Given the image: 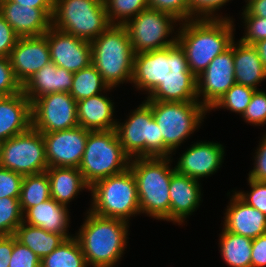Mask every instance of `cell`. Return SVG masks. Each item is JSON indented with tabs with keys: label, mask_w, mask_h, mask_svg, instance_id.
<instances>
[{
	"label": "cell",
	"mask_w": 266,
	"mask_h": 267,
	"mask_svg": "<svg viewBox=\"0 0 266 267\" xmlns=\"http://www.w3.org/2000/svg\"><path fill=\"white\" fill-rule=\"evenodd\" d=\"M131 83L137 90L146 91L145 101L199 102L197 77L178 43L135 54Z\"/></svg>",
	"instance_id": "6da1fadb"
},
{
	"label": "cell",
	"mask_w": 266,
	"mask_h": 267,
	"mask_svg": "<svg viewBox=\"0 0 266 267\" xmlns=\"http://www.w3.org/2000/svg\"><path fill=\"white\" fill-rule=\"evenodd\" d=\"M235 19H190L180 22L177 43L185 51L190 71L198 77L235 40Z\"/></svg>",
	"instance_id": "7a4b0ae2"
},
{
	"label": "cell",
	"mask_w": 266,
	"mask_h": 267,
	"mask_svg": "<svg viewBox=\"0 0 266 267\" xmlns=\"http://www.w3.org/2000/svg\"><path fill=\"white\" fill-rule=\"evenodd\" d=\"M86 219L75 237L89 267H115L122 258L130 235L129 222L106 218L87 210Z\"/></svg>",
	"instance_id": "3957f363"
},
{
	"label": "cell",
	"mask_w": 266,
	"mask_h": 267,
	"mask_svg": "<svg viewBox=\"0 0 266 267\" xmlns=\"http://www.w3.org/2000/svg\"><path fill=\"white\" fill-rule=\"evenodd\" d=\"M172 159L173 157L130 159L129 169L136 180L141 214L170 222L169 186L175 172L171 165Z\"/></svg>",
	"instance_id": "277c9868"
},
{
	"label": "cell",
	"mask_w": 266,
	"mask_h": 267,
	"mask_svg": "<svg viewBox=\"0 0 266 267\" xmlns=\"http://www.w3.org/2000/svg\"><path fill=\"white\" fill-rule=\"evenodd\" d=\"M90 43L92 65L109 88L131 83L135 53L123 25H110Z\"/></svg>",
	"instance_id": "5b68a950"
},
{
	"label": "cell",
	"mask_w": 266,
	"mask_h": 267,
	"mask_svg": "<svg viewBox=\"0 0 266 267\" xmlns=\"http://www.w3.org/2000/svg\"><path fill=\"white\" fill-rule=\"evenodd\" d=\"M89 211L106 218H117L129 222L140 215L137 185L132 171L109 176L95 182L91 187Z\"/></svg>",
	"instance_id": "8992f818"
},
{
	"label": "cell",
	"mask_w": 266,
	"mask_h": 267,
	"mask_svg": "<svg viewBox=\"0 0 266 267\" xmlns=\"http://www.w3.org/2000/svg\"><path fill=\"white\" fill-rule=\"evenodd\" d=\"M129 164L130 158L123 151L115 129L90 131L78 169L91 187L101 179L123 173Z\"/></svg>",
	"instance_id": "52a82bcc"
},
{
	"label": "cell",
	"mask_w": 266,
	"mask_h": 267,
	"mask_svg": "<svg viewBox=\"0 0 266 267\" xmlns=\"http://www.w3.org/2000/svg\"><path fill=\"white\" fill-rule=\"evenodd\" d=\"M128 119L117 121L116 133L125 154L130 158L172 157L153 118L150 105L144 100Z\"/></svg>",
	"instance_id": "ba28073f"
},
{
	"label": "cell",
	"mask_w": 266,
	"mask_h": 267,
	"mask_svg": "<svg viewBox=\"0 0 266 267\" xmlns=\"http://www.w3.org/2000/svg\"><path fill=\"white\" fill-rule=\"evenodd\" d=\"M109 22L104 0H55L52 27L77 38L93 41Z\"/></svg>",
	"instance_id": "9c48e42d"
},
{
	"label": "cell",
	"mask_w": 266,
	"mask_h": 267,
	"mask_svg": "<svg viewBox=\"0 0 266 267\" xmlns=\"http://www.w3.org/2000/svg\"><path fill=\"white\" fill-rule=\"evenodd\" d=\"M146 102L159 127L164 147L171 154L201 126L206 113H209L199 102Z\"/></svg>",
	"instance_id": "30bf717a"
},
{
	"label": "cell",
	"mask_w": 266,
	"mask_h": 267,
	"mask_svg": "<svg viewBox=\"0 0 266 267\" xmlns=\"http://www.w3.org/2000/svg\"><path fill=\"white\" fill-rule=\"evenodd\" d=\"M180 21L173 15L147 8L126 22L125 27L134 53H144L167 48L177 43L174 27ZM176 24V25H175ZM175 31V32H174ZM175 33V37L172 34ZM171 38L168 39L170 37Z\"/></svg>",
	"instance_id": "8fae6325"
},
{
	"label": "cell",
	"mask_w": 266,
	"mask_h": 267,
	"mask_svg": "<svg viewBox=\"0 0 266 267\" xmlns=\"http://www.w3.org/2000/svg\"><path fill=\"white\" fill-rule=\"evenodd\" d=\"M0 166L23 176L45 172L49 167L42 133L31 127L2 142Z\"/></svg>",
	"instance_id": "7c38bea8"
},
{
	"label": "cell",
	"mask_w": 266,
	"mask_h": 267,
	"mask_svg": "<svg viewBox=\"0 0 266 267\" xmlns=\"http://www.w3.org/2000/svg\"><path fill=\"white\" fill-rule=\"evenodd\" d=\"M32 128L49 133L79 126L77 102L66 92L47 94L31 103Z\"/></svg>",
	"instance_id": "4fadbf2b"
},
{
	"label": "cell",
	"mask_w": 266,
	"mask_h": 267,
	"mask_svg": "<svg viewBox=\"0 0 266 267\" xmlns=\"http://www.w3.org/2000/svg\"><path fill=\"white\" fill-rule=\"evenodd\" d=\"M235 83L232 42L230 48L216 56L197 77V100L209 111Z\"/></svg>",
	"instance_id": "5bb4252c"
},
{
	"label": "cell",
	"mask_w": 266,
	"mask_h": 267,
	"mask_svg": "<svg viewBox=\"0 0 266 267\" xmlns=\"http://www.w3.org/2000/svg\"><path fill=\"white\" fill-rule=\"evenodd\" d=\"M89 132L77 126L62 131L42 133L48 167L78 168Z\"/></svg>",
	"instance_id": "9a60e30c"
},
{
	"label": "cell",
	"mask_w": 266,
	"mask_h": 267,
	"mask_svg": "<svg viewBox=\"0 0 266 267\" xmlns=\"http://www.w3.org/2000/svg\"><path fill=\"white\" fill-rule=\"evenodd\" d=\"M50 49V61L70 72H77L92 64L90 41L77 38L51 26L45 33Z\"/></svg>",
	"instance_id": "2e32d148"
},
{
	"label": "cell",
	"mask_w": 266,
	"mask_h": 267,
	"mask_svg": "<svg viewBox=\"0 0 266 267\" xmlns=\"http://www.w3.org/2000/svg\"><path fill=\"white\" fill-rule=\"evenodd\" d=\"M8 58L16 79L23 86L34 73L51 62L46 35L19 37Z\"/></svg>",
	"instance_id": "e0dca14e"
},
{
	"label": "cell",
	"mask_w": 266,
	"mask_h": 267,
	"mask_svg": "<svg viewBox=\"0 0 266 267\" xmlns=\"http://www.w3.org/2000/svg\"><path fill=\"white\" fill-rule=\"evenodd\" d=\"M220 143L194 142L180 155L175 171L190 178L201 180L215 174L224 161L225 150Z\"/></svg>",
	"instance_id": "ac0fdd59"
},
{
	"label": "cell",
	"mask_w": 266,
	"mask_h": 267,
	"mask_svg": "<svg viewBox=\"0 0 266 267\" xmlns=\"http://www.w3.org/2000/svg\"><path fill=\"white\" fill-rule=\"evenodd\" d=\"M54 9H39L0 0V14L19 37L44 35L52 26Z\"/></svg>",
	"instance_id": "d6986e66"
},
{
	"label": "cell",
	"mask_w": 266,
	"mask_h": 267,
	"mask_svg": "<svg viewBox=\"0 0 266 267\" xmlns=\"http://www.w3.org/2000/svg\"><path fill=\"white\" fill-rule=\"evenodd\" d=\"M200 185L197 179L176 171L172 174L169 186L170 222L182 225L187 217L197 210L203 195Z\"/></svg>",
	"instance_id": "ffe728a7"
},
{
	"label": "cell",
	"mask_w": 266,
	"mask_h": 267,
	"mask_svg": "<svg viewBox=\"0 0 266 267\" xmlns=\"http://www.w3.org/2000/svg\"><path fill=\"white\" fill-rule=\"evenodd\" d=\"M225 211L223 228L226 231L252 240L266 233V215L247 205L235 193Z\"/></svg>",
	"instance_id": "44dd1931"
},
{
	"label": "cell",
	"mask_w": 266,
	"mask_h": 267,
	"mask_svg": "<svg viewBox=\"0 0 266 267\" xmlns=\"http://www.w3.org/2000/svg\"><path fill=\"white\" fill-rule=\"evenodd\" d=\"M32 127L31 102L23 92L0 100V142Z\"/></svg>",
	"instance_id": "7402d4cb"
},
{
	"label": "cell",
	"mask_w": 266,
	"mask_h": 267,
	"mask_svg": "<svg viewBox=\"0 0 266 267\" xmlns=\"http://www.w3.org/2000/svg\"><path fill=\"white\" fill-rule=\"evenodd\" d=\"M73 74V72L50 62L31 76L22 86V92L31 103L47 94L69 93L73 83Z\"/></svg>",
	"instance_id": "603a6c76"
},
{
	"label": "cell",
	"mask_w": 266,
	"mask_h": 267,
	"mask_svg": "<svg viewBox=\"0 0 266 267\" xmlns=\"http://www.w3.org/2000/svg\"><path fill=\"white\" fill-rule=\"evenodd\" d=\"M104 93L106 92L77 102L79 126L89 131H107L116 128L118 119H114L115 103Z\"/></svg>",
	"instance_id": "cb8c5ba5"
},
{
	"label": "cell",
	"mask_w": 266,
	"mask_h": 267,
	"mask_svg": "<svg viewBox=\"0 0 266 267\" xmlns=\"http://www.w3.org/2000/svg\"><path fill=\"white\" fill-rule=\"evenodd\" d=\"M68 207L50 198L29 208L23 214V222L42 228L47 232L61 234L65 239H68L74 236L68 231V227H70Z\"/></svg>",
	"instance_id": "d4e9b609"
},
{
	"label": "cell",
	"mask_w": 266,
	"mask_h": 267,
	"mask_svg": "<svg viewBox=\"0 0 266 267\" xmlns=\"http://www.w3.org/2000/svg\"><path fill=\"white\" fill-rule=\"evenodd\" d=\"M233 57L235 82L258 90L257 85L266 79V71L254 46L233 41Z\"/></svg>",
	"instance_id": "484cf974"
},
{
	"label": "cell",
	"mask_w": 266,
	"mask_h": 267,
	"mask_svg": "<svg viewBox=\"0 0 266 267\" xmlns=\"http://www.w3.org/2000/svg\"><path fill=\"white\" fill-rule=\"evenodd\" d=\"M46 173L49 177L51 198L60 204L68 206L80 191H90V186L78 168L49 167Z\"/></svg>",
	"instance_id": "4316f807"
},
{
	"label": "cell",
	"mask_w": 266,
	"mask_h": 267,
	"mask_svg": "<svg viewBox=\"0 0 266 267\" xmlns=\"http://www.w3.org/2000/svg\"><path fill=\"white\" fill-rule=\"evenodd\" d=\"M14 236L22 245L30 248L40 259L53 252L65 238L61 234L22 222L16 229Z\"/></svg>",
	"instance_id": "83f0119b"
},
{
	"label": "cell",
	"mask_w": 266,
	"mask_h": 267,
	"mask_svg": "<svg viewBox=\"0 0 266 267\" xmlns=\"http://www.w3.org/2000/svg\"><path fill=\"white\" fill-rule=\"evenodd\" d=\"M219 247L223 261L229 267H251L252 239L222 228Z\"/></svg>",
	"instance_id": "f1b7e54d"
},
{
	"label": "cell",
	"mask_w": 266,
	"mask_h": 267,
	"mask_svg": "<svg viewBox=\"0 0 266 267\" xmlns=\"http://www.w3.org/2000/svg\"><path fill=\"white\" fill-rule=\"evenodd\" d=\"M51 198L49 177L45 172L25 175L22 180L19 203L24 214L29 208Z\"/></svg>",
	"instance_id": "f546056e"
},
{
	"label": "cell",
	"mask_w": 266,
	"mask_h": 267,
	"mask_svg": "<svg viewBox=\"0 0 266 267\" xmlns=\"http://www.w3.org/2000/svg\"><path fill=\"white\" fill-rule=\"evenodd\" d=\"M40 267H88L75 236L65 239L53 252L43 257Z\"/></svg>",
	"instance_id": "4dcf8cb0"
},
{
	"label": "cell",
	"mask_w": 266,
	"mask_h": 267,
	"mask_svg": "<svg viewBox=\"0 0 266 267\" xmlns=\"http://www.w3.org/2000/svg\"><path fill=\"white\" fill-rule=\"evenodd\" d=\"M112 89L109 88L101 74L91 64L87 68L81 69L73 74V83L69 93L78 102Z\"/></svg>",
	"instance_id": "1f68e13d"
},
{
	"label": "cell",
	"mask_w": 266,
	"mask_h": 267,
	"mask_svg": "<svg viewBox=\"0 0 266 267\" xmlns=\"http://www.w3.org/2000/svg\"><path fill=\"white\" fill-rule=\"evenodd\" d=\"M104 4L111 25H124L149 8L148 0H104Z\"/></svg>",
	"instance_id": "d6a6232c"
},
{
	"label": "cell",
	"mask_w": 266,
	"mask_h": 267,
	"mask_svg": "<svg viewBox=\"0 0 266 267\" xmlns=\"http://www.w3.org/2000/svg\"><path fill=\"white\" fill-rule=\"evenodd\" d=\"M254 92L251 87L235 83L209 111L223 108L242 116Z\"/></svg>",
	"instance_id": "836d02e7"
},
{
	"label": "cell",
	"mask_w": 266,
	"mask_h": 267,
	"mask_svg": "<svg viewBox=\"0 0 266 267\" xmlns=\"http://www.w3.org/2000/svg\"><path fill=\"white\" fill-rule=\"evenodd\" d=\"M23 222L19 198H0V236L14 235Z\"/></svg>",
	"instance_id": "e575fe53"
},
{
	"label": "cell",
	"mask_w": 266,
	"mask_h": 267,
	"mask_svg": "<svg viewBox=\"0 0 266 267\" xmlns=\"http://www.w3.org/2000/svg\"><path fill=\"white\" fill-rule=\"evenodd\" d=\"M250 191H236L233 192L243 200L247 205L260 210L266 215V181H257L247 178Z\"/></svg>",
	"instance_id": "d590c367"
},
{
	"label": "cell",
	"mask_w": 266,
	"mask_h": 267,
	"mask_svg": "<svg viewBox=\"0 0 266 267\" xmlns=\"http://www.w3.org/2000/svg\"><path fill=\"white\" fill-rule=\"evenodd\" d=\"M240 117L252 126L266 125V92L259 89L255 90L247 109Z\"/></svg>",
	"instance_id": "8d00e7d4"
},
{
	"label": "cell",
	"mask_w": 266,
	"mask_h": 267,
	"mask_svg": "<svg viewBox=\"0 0 266 267\" xmlns=\"http://www.w3.org/2000/svg\"><path fill=\"white\" fill-rule=\"evenodd\" d=\"M229 1L231 0H190V19H230V16L223 17L222 15L216 13Z\"/></svg>",
	"instance_id": "74e56055"
},
{
	"label": "cell",
	"mask_w": 266,
	"mask_h": 267,
	"mask_svg": "<svg viewBox=\"0 0 266 267\" xmlns=\"http://www.w3.org/2000/svg\"><path fill=\"white\" fill-rule=\"evenodd\" d=\"M148 6L171 14L180 22L190 20V0H148Z\"/></svg>",
	"instance_id": "f35d334b"
},
{
	"label": "cell",
	"mask_w": 266,
	"mask_h": 267,
	"mask_svg": "<svg viewBox=\"0 0 266 267\" xmlns=\"http://www.w3.org/2000/svg\"><path fill=\"white\" fill-rule=\"evenodd\" d=\"M245 25L244 35L240 42L247 45H253L260 40L266 39V18L259 16H243Z\"/></svg>",
	"instance_id": "ab89813d"
},
{
	"label": "cell",
	"mask_w": 266,
	"mask_h": 267,
	"mask_svg": "<svg viewBox=\"0 0 266 267\" xmlns=\"http://www.w3.org/2000/svg\"><path fill=\"white\" fill-rule=\"evenodd\" d=\"M41 259L27 246L22 245L13 235V252L9 267H40Z\"/></svg>",
	"instance_id": "60d3db41"
},
{
	"label": "cell",
	"mask_w": 266,
	"mask_h": 267,
	"mask_svg": "<svg viewBox=\"0 0 266 267\" xmlns=\"http://www.w3.org/2000/svg\"><path fill=\"white\" fill-rule=\"evenodd\" d=\"M23 175L0 166V198H19Z\"/></svg>",
	"instance_id": "b9f144b4"
},
{
	"label": "cell",
	"mask_w": 266,
	"mask_h": 267,
	"mask_svg": "<svg viewBox=\"0 0 266 267\" xmlns=\"http://www.w3.org/2000/svg\"><path fill=\"white\" fill-rule=\"evenodd\" d=\"M22 92V86L16 79L9 58L0 57V93L10 96Z\"/></svg>",
	"instance_id": "7bdbcfd3"
},
{
	"label": "cell",
	"mask_w": 266,
	"mask_h": 267,
	"mask_svg": "<svg viewBox=\"0 0 266 267\" xmlns=\"http://www.w3.org/2000/svg\"><path fill=\"white\" fill-rule=\"evenodd\" d=\"M19 36L0 14V57L8 58Z\"/></svg>",
	"instance_id": "ee69618b"
},
{
	"label": "cell",
	"mask_w": 266,
	"mask_h": 267,
	"mask_svg": "<svg viewBox=\"0 0 266 267\" xmlns=\"http://www.w3.org/2000/svg\"><path fill=\"white\" fill-rule=\"evenodd\" d=\"M258 146L257 150H255L254 166L249 171L248 178L257 181H266V133L265 135L263 134Z\"/></svg>",
	"instance_id": "f6af8a7d"
},
{
	"label": "cell",
	"mask_w": 266,
	"mask_h": 267,
	"mask_svg": "<svg viewBox=\"0 0 266 267\" xmlns=\"http://www.w3.org/2000/svg\"><path fill=\"white\" fill-rule=\"evenodd\" d=\"M251 267H266V233L252 240Z\"/></svg>",
	"instance_id": "bcb514c9"
},
{
	"label": "cell",
	"mask_w": 266,
	"mask_h": 267,
	"mask_svg": "<svg viewBox=\"0 0 266 267\" xmlns=\"http://www.w3.org/2000/svg\"><path fill=\"white\" fill-rule=\"evenodd\" d=\"M13 252V235L0 236V267H9Z\"/></svg>",
	"instance_id": "7dc6e473"
},
{
	"label": "cell",
	"mask_w": 266,
	"mask_h": 267,
	"mask_svg": "<svg viewBox=\"0 0 266 267\" xmlns=\"http://www.w3.org/2000/svg\"><path fill=\"white\" fill-rule=\"evenodd\" d=\"M244 7L241 16H259L266 18V0H252Z\"/></svg>",
	"instance_id": "c3c4849f"
},
{
	"label": "cell",
	"mask_w": 266,
	"mask_h": 267,
	"mask_svg": "<svg viewBox=\"0 0 266 267\" xmlns=\"http://www.w3.org/2000/svg\"><path fill=\"white\" fill-rule=\"evenodd\" d=\"M19 5L32 6L39 9H54L55 0H10Z\"/></svg>",
	"instance_id": "681fc988"
},
{
	"label": "cell",
	"mask_w": 266,
	"mask_h": 267,
	"mask_svg": "<svg viewBox=\"0 0 266 267\" xmlns=\"http://www.w3.org/2000/svg\"><path fill=\"white\" fill-rule=\"evenodd\" d=\"M253 46L257 50V53L259 54V57L262 61L264 70L266 71V39L254 43Z\"/></svg>",
	"instance_id": "f907efd6"
},
{
	"label": "cell",
	"mask_w": 266,
	"mask_h": 267,
	"mask_svg": "<svg viewBox=\"0 0 266 267\" xmlns=\"http://www.w3.org/2000/svg\"><path fill=\"white\" fill-rule=\"evenodd\" d=\"M1 149H2V142H0V160H1Z\"/></svg>",
	"instance_id": "816d5d0a"
},
{
	"label": "cell",
	"mask_w": 266,
	"mask_h": 267,
	"mask_svg": "<svg viewBox=\"0 0 266 267\" xmlns=\"http://www.w3.org/2000/svg\"><path fill=\"white\" fill-rule=\"evenodd\" d=\"M5 96L2 94V93H0V100L2 99V98H4Z\"/></svg>",
	"instance_id": "f5cc1de1"
},
{
	"label": "cell",
	"mask_w": 266,
	"mask_h": 267,
	"mask_svg": "<svg viewBox=\"0 0 266 267\" xmlns=\"http://www.w3.org/2000/svg\"><path fill=\"white\" fill-rule=\"evenodd\" d=\"M250 1H252V0H245V2H246V5L250 2Z\"/></svg>",
	"instance_id": "db71d44e"
}]
</instances>
